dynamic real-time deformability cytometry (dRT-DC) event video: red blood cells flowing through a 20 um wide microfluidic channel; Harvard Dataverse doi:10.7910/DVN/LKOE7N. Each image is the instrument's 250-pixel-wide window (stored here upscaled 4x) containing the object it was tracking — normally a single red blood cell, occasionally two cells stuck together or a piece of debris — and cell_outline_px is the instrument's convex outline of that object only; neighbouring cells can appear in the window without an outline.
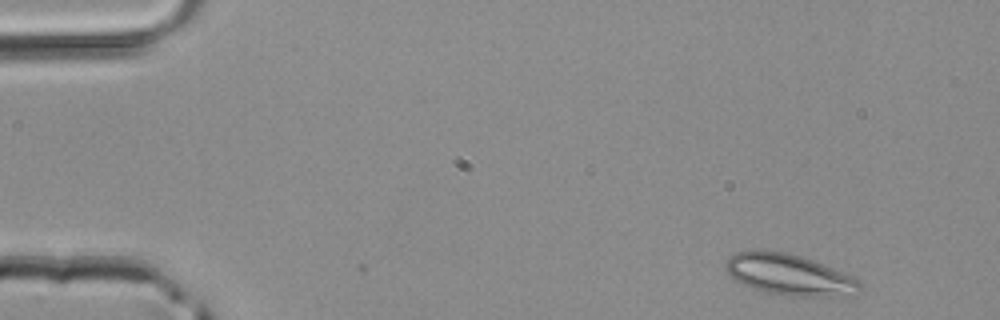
{"species": "common noctule bat (a hibernating species)", "species_latin": "Nyctalus noctula", "temperature_condition": "room temperature", "stored_images_in_passage": 2, "camera_frame_rate_fps": 3000, "um_per_image_px": 0.085, "animal": {"sex": "male", "body_mass_g": 20.4}, "frame": {"image": 1, "passage_image": 1, "time_ms": 0.0, "image_size_px": [1000, 320], "cell_outline_px": [[860, 288], [832, 296], [788, 296], [764, 292], [744, 284], [736, 280], [724, 268], [724, 264], [736, 252], [788, 252], [824, 264], [852, 276], [860, 284]], "centroid_in_image_um": [67.02, 23.35], "position_along_channel_um": 18.0, "area_um2": 30.87}}